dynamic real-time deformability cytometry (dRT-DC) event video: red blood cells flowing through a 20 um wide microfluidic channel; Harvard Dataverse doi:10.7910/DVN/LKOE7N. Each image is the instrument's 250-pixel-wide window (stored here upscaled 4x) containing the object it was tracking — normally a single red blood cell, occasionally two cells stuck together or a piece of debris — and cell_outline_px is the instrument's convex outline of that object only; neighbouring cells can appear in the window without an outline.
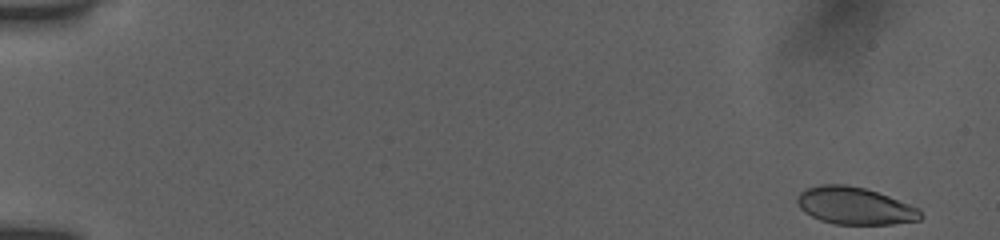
{"species": "human", "species_latin": "Homo sapiens", "temperature_condition": "room temperature", "stored_images_in_passage": 52, "camera_frame_rate_fps": 3000, "um_per_image_px": 0.085, "donor": {"sex": "female"}, "frame": {"image": 1, "passage_image": 1, "time_ms": 0.0, "image_size_px": [1000, 240], "cell_outline_px": [[924, 216], [920, 220], [892, 224], [836, 224], [820, 220], [804, 212], [800, 208], [796, 200], [800, 192], [808, 188], [820, 184], [848, 184], [864, 188], [888, 196], [920, 208]], "centroid_in_image_um": [72.67, 17.49], "position_along_channel_um": 12.3, "area_um2": 26.82}}
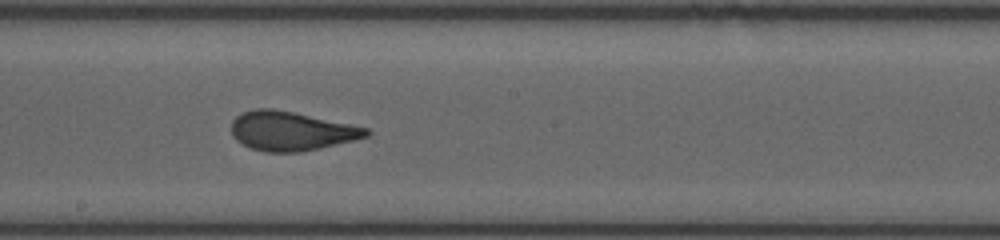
{"frame": {"image": 2, "passage_image": 30, "time_ms": 9.667, "image_size_px": [1000, 240], "cell_outline_px": [[372, 132], [368, 136], [320, 148], [300, 152], [264, 152], [248, 148], [240, 144], [232, 136], [232, 120], [236, 116], [244, 112], [256, 108], [272, 108], [292, 112], [368, 128]], "centroid_in_image_um": [24.7, 11.15], "position_along_channel_um": 223.5, "area_um2": 30.63}}
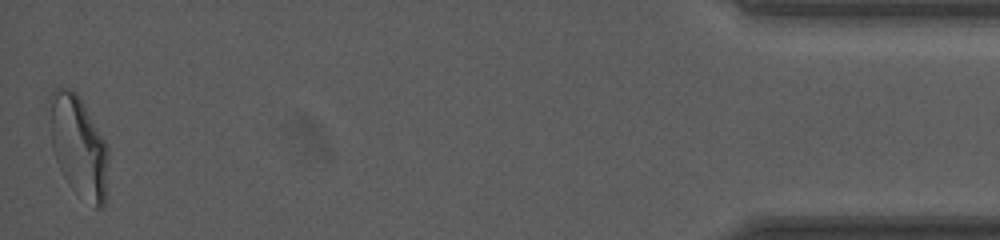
{"frame": {"image": 3, "passage_image": 52, "time_ms": 17.0, "image_size_px": [1000, 240], "cell_outline_px": [[108, 200], [104, 208], [96, 208], [64, 176], [56, 160], [52, 148], [48, 96], [56, 88], [68, 88], [76, 92], [80, 96], [108, 144]], "centroid_in_image_um": [6.73, 12.39], "position_along_channel_um": 428.5, "area_um2": 34.85}, "authors_computed_cell_mechanics": {"area_um2": 30.6629, "velocity_mm_per_s": 3.89, "shape_relaxation_time_tau1_ms": 4.7619, "shape_relaxation_time_tau2_ms": 0.7307, "deformation_change_tau1": 0.1821, "deformation_change_tau2": 0.0843}}